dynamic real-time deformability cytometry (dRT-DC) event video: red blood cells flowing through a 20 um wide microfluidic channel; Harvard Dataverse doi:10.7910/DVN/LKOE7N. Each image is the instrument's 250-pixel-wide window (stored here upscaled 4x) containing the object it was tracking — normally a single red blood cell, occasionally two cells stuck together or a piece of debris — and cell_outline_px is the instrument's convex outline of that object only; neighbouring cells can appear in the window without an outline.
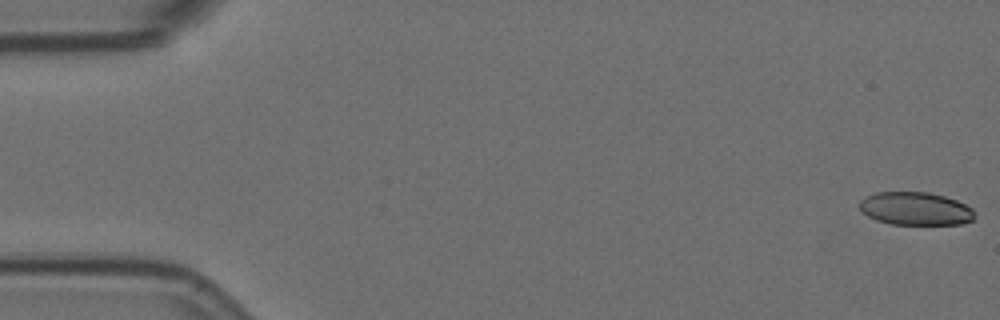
{"species": "Egyptian fruit bat (a non-hibernating species)", "species_latin": "Rousettus aegyptiacus", "temperature_condition": "room temperature", "stored_images_in_passage": 6, "camera_frame_rate_fps": 3000, "um_per_image_px": 0.085, "animal": {"sex": "female"}, "frame": {"image": 1, "passage_image": 1, "time_ms": 0.0, "image_size_px": [1000, 320], "cell_outline_px": [[976, 216], [972, 220], [960, 224], [892, 224], [876, 220], [860, 212], [860, 200], [864, 196], [876, 192], [928, 192], [944, 196], [956, 200], [972, 208]], "centroid_in_image_um": [77.79, 17.73], "position_along_channel_um": 7.2, "area_um2": 22.25}}
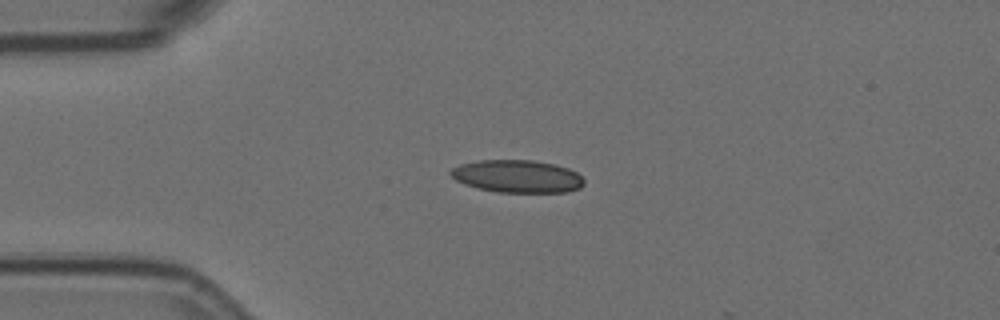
{"frame": {"image": 2, "passage_image": 4, "time_ms": 1.0, "image_size_px": [1000, 320], "cell_outline_px": [[584, 184], [580, 188], [568, 192], [496, 192], [476, 188], [464, 184], [456, 180], [448, 172], [452, 168], [460, 164], [480, 160], [532, 160], [556, 164], [568, 168], [576, 172], [584, 180]], "centroid_in_image_um": [43.96, 14.99], "position_along_channel_um": 41.0, "area_um2": 25.49}}
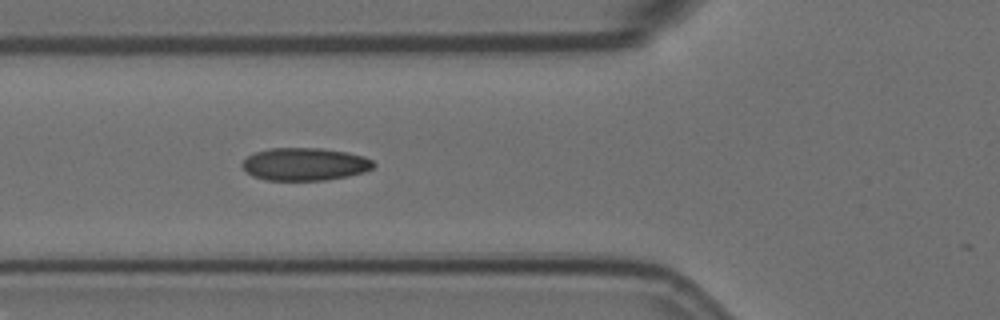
{"frame": {"image": 3, "passage_image": 6, "time_ms": 1.667, "image_size_px": [1000, 320], "cell_outline_px": [[376, 164], [372, 168], [364, 172], [348, 176], [324, 180], [264, 180], [252, 176], [240, 164], [248, 156], [256, 152], [268, 148], [320, 148], [344, 152], [364, 156], [372, 160]], "centroid_in_image_um": [25.9, 13.96], "position_along_channel_um": 99.9, "area_um2": 24.97}}